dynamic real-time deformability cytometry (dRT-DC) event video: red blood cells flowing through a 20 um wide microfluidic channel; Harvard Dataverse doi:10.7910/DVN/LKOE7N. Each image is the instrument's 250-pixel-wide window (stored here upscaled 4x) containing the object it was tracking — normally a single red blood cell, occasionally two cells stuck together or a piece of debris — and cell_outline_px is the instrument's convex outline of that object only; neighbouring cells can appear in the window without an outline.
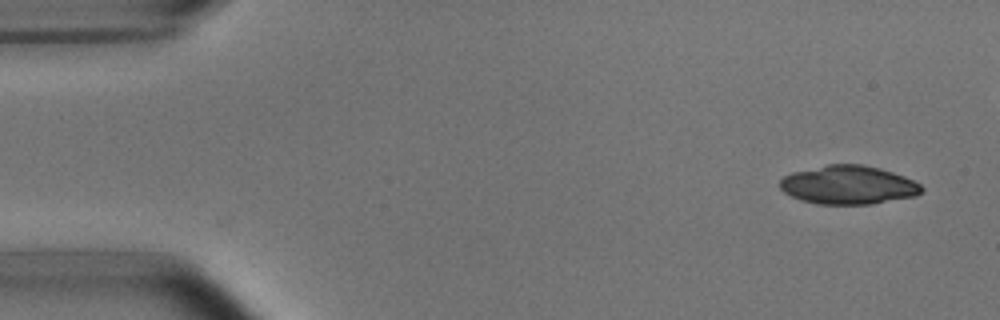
{"species": "common noctule bat (a hibernating species)", "species_latin": "Nyctalus noctula", "temperature_condition": "room temperature", "stored_images_in_passage": 5, "camera_frame_rate_fps": 3000, "um_per_image_px": 0.085, "animal": {"sex": "male", "body_mass_g": 15.6}, "frame": {"image": 1, "passage_image": 1, "time_ms": 0.0, "image_size_px": [1000, 320], "cell_outline_px": [[924, 188], [916, 196], [872, 204], [816, 204], [800, 200], [784, 192], [780, 188], [780, 180], [784, 176], [792, 172], [828, 164], [860, 164], [880, 168], [904, 176], [920, 184]], "centroid_in_image_um": [72.1, 15.72], "position_along_channel_um": 12.9, "area_um2": 31.91}}